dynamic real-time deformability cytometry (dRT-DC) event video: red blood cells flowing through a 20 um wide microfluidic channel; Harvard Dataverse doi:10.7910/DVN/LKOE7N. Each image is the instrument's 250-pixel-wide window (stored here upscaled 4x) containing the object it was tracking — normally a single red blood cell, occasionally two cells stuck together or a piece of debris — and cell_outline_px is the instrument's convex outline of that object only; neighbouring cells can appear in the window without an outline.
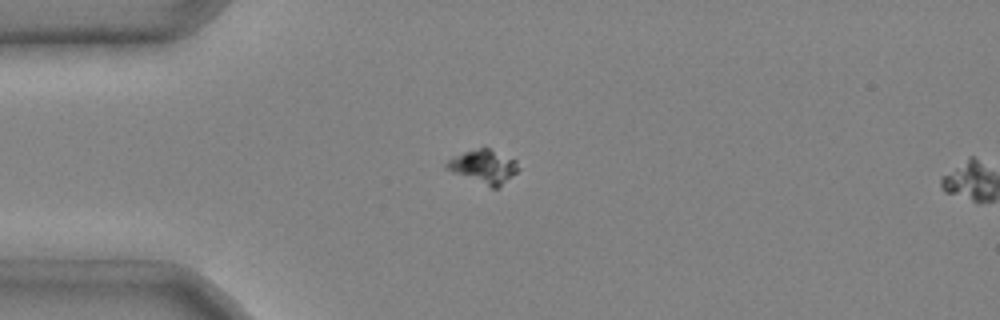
{"species": "common noctule bat (a hibernating species)", "species_latin": "Nyctalus noctula", "temperature_condition": "cold", "stored_images_in_passage": 2, "camera_frame_rate_fps": 3000, "um_per_image_px": 0.085, "animal": {"sex": "male", "body_mass_g": 20.4}, "frame": {"image": 1, "passage_image": 1, "time_ms": 0.0, "image_size_px": [1000, 320], "cell_outline_px": [[520, 168], [516, 172], [496, 188], [492, 188], [452, 172], [444, 168], [444, 164], [448, 160], [464, 152], [480, 148], [488, 148], [516, 160]], "centroid_in_image_um": [41.09, 14.16], "position_along_channel_um": 43.9, "area_um2": 13.7}}